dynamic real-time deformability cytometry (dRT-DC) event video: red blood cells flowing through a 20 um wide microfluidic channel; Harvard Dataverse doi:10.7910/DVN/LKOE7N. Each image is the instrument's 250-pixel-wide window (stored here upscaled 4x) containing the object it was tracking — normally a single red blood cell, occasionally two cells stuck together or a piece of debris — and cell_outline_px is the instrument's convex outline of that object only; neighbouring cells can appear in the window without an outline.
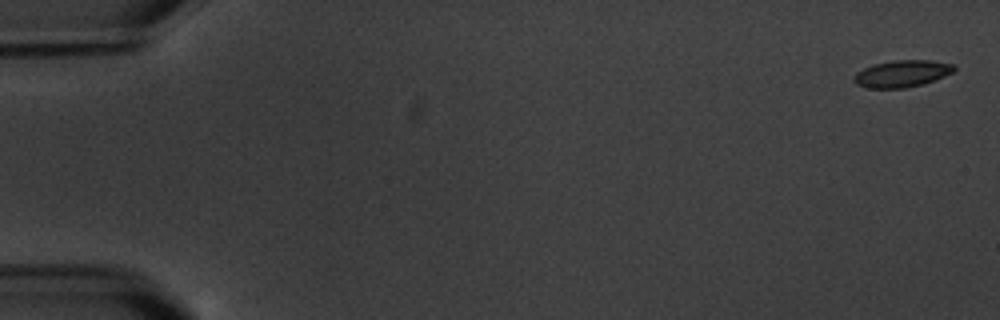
{"species": "common noctule bat (a hibernating species)", "species_latin": "Nyctalus noctula", "temperature_condition": "warm", "stored_images_in_passage": 7, "camera_frame_rate_fps": 3000, "um_per_image_px": 0.085, "animal": {"sex": "male", "body_mass_g": 20.1, "forearm_length_mm": 53.5}, "frame": {"image": 1, "passage_image": 1, "time_ms": 0.0, "image_size_px": [1000, 320], "cell_outline_px": [[956, 68], [952, 72], [944, 76], [924, 84], [904, 88], [864, 88], [856, 84], [852, 80], [852, 76], [856, 72], [872, 64], [896, 60], [932, 60], [956, 64]], "centroid_in_image_um": [76.64, 6.26], "position_along_channel_um": 8.4, "area_um2": 15.95}}
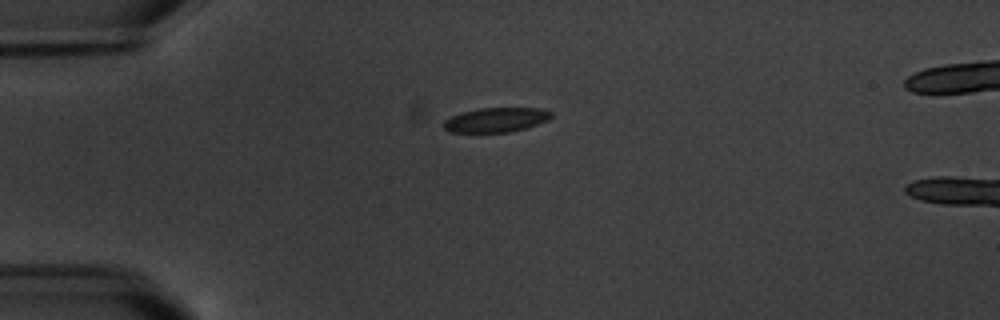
{"frame": {"image": 2, "passage_image": 5, "time_ms": 4.667, "image_size_px": [1000, 320], "cell_outline_px": [[552, 116], [548, 120], [512, 132], [448, 132], [444, 128], [444, 120], [452, 116], [464, 112], [480, 108], [536, 108], [552, 112]], "centroid_in_image_um": [42.15, 10.19], "position_along_channel_um": 42.8, "area_um2": 15.14}}